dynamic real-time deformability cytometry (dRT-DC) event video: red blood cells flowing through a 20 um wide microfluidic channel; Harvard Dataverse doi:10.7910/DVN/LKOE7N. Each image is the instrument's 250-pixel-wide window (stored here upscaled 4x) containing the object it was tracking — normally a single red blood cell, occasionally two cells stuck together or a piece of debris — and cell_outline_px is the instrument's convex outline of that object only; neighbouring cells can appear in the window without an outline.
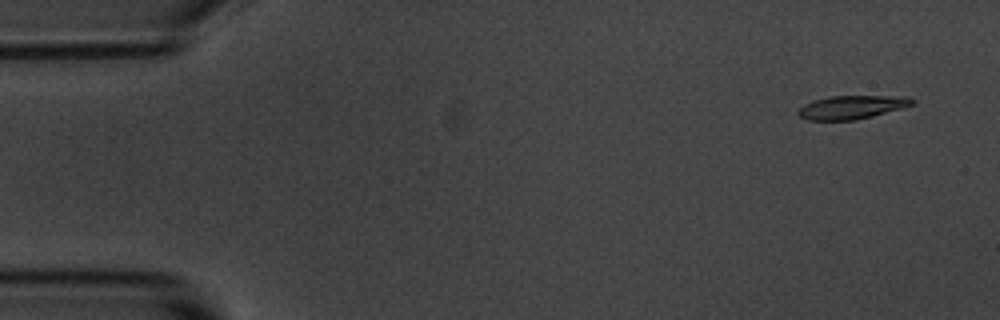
{"species": "common noctule bat (a hibernating species)", "species_latin": "Nyctalus noctula", "temperature_condition": "room temperature", "stored_images_in_passage": 5, "camera_frame_rate_fps": 3000, "um_per_image_px": 0.085, "animal": {"sex": "male", "body_mass_g": 20.1, "forearm_length_mm": 53.5}, "frame": {"image": 1, "passage_image": 1, "time_ms": 0.0, "image_size_px": [1000, 320], "cell_outline_px": [[916, 100], [912, 104], [904, 108], [856, 120], [808, 120], [800, 116], [796, 112], [804, 104], [812, 100], [828, 96], [908, 96]], "centroid_in_image_um": [72.41, 9.1], "position_along_channel_um": 12.6, "area_um2": 15.72}}
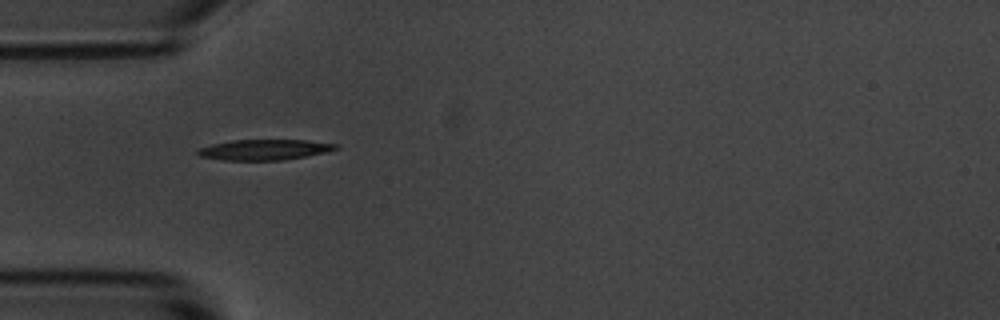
{"frame": {"image": 2, "passage_image": 4, "time_ms": 4.333, "image_size_px": [1000, 320], "cell_outline_px": [[340, 148], [324, 152], [284, 160], [224, 160], [200, 156], [196, 152], [196, 148], [212, 144], [232, 140], [304, 140], [340, 144]], "centroid_in_image_um": [22.46, 12.72], "position_along_channel_um": 62.5, "area_um2": 16.47}}